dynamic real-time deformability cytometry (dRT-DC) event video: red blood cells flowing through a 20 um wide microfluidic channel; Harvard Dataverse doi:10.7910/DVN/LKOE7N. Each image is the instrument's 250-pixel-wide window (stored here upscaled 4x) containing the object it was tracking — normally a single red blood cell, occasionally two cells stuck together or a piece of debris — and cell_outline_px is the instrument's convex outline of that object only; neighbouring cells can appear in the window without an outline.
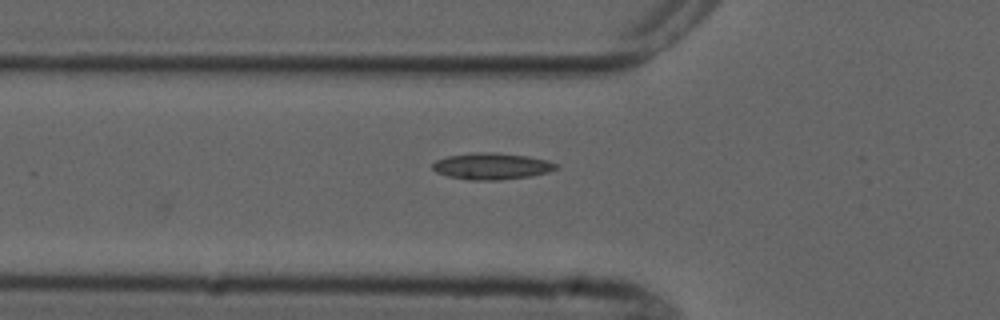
{"species": "common noctule bat (a hibernating species)", "species_latin": "Nyctalus noctula", "temperature_condition": "cold", "stored_images_in_passage": 6, "camera_frame_rate_fps": 3000, "um_per_image_px": 0.085, "animal": {"sex": "male", "forearm_length_mm": 52.5}, "frame": {"image": 1, "passage_image": 6, "time_ms": 6.0, "image_size_px": [1000, 320], "cell_outline_px": [[560, 168], [548, 172], [532, 176], [500, 180], [472, 180], [448, 176], [436, 172], [432, 168], [432, 164], [436, 160], [448, 156], [472, 152], [496, 152], [528, 156], [548, 160], [560, 164]], "centroid_in_image_um": [41.85, 14.12], "position_along_channel_um": 84.0, "area_um2": 19.36}}